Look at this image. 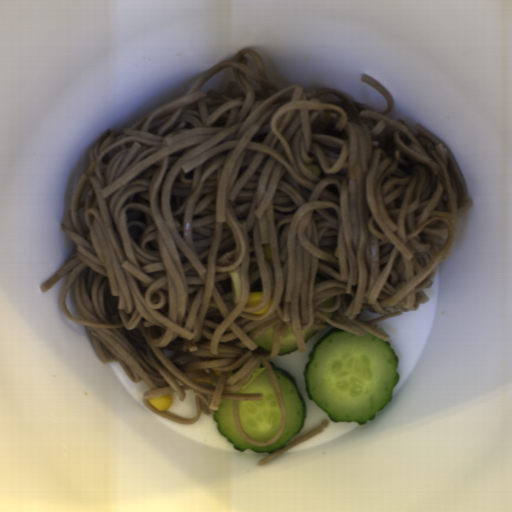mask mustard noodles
<instances>
[{"label":"mustard noodles","instance_id":"1","mask_svg":"<svg viewBox=\"0 0 512 512\" xmlns=\"http://www.w3.org/2000/svg\"><path fill=\"white\" fill-rule=\"evenodd\" d=\"M360 80L384 97L385 112L341 89L280 88L245 47L90 150L71 196L73 229L60 225L76 254L40 291L70 274L64 315L103 362L146 383L142 404L155 414L191 425L231 400L239 433L272 444L285 405L270 359L289 326L297 352L307 348L301 331L328 325L388 343L378 322L430 301L424 290L472 206L468 183L444 141L388 117L390 91ZM251 292L264 304L244 308ZM271 296L266 314L249 313ZM334 296L332 308L317 307ZM273 325L270 353L253 340ZM265 370L282 421L260 443L237 401L262 394L237 392ZM159 395L172 397L168 411L148 403Z\"/></svg>","mask_w":512,"mask_h":512},{"label":"mustard noodles","instance_id":"2","mask_svg":"<svg viewBox=\"0 0 512 512\" xmlns=\"http://www.w3.org/2000/svg\"><path fill=\"white\" fill-rule=\"evenodd\" d=\"M329 425H330V421L323 420L322 423L320 424V426L318 428L312 430L309 434L304 435L296 440H289V442L287 444H285L284 447H279V448L275 449L274 451L269 453L267 457H265L264 459H262L260 461H257V466L272 462L278 455L289 450L290 448L298 445L299 443H301L305 440H308L310 438H313V437L325 432L326 428H328Z\"/></svg>","mask_w":512,"mask_h":512}]
</instances>
